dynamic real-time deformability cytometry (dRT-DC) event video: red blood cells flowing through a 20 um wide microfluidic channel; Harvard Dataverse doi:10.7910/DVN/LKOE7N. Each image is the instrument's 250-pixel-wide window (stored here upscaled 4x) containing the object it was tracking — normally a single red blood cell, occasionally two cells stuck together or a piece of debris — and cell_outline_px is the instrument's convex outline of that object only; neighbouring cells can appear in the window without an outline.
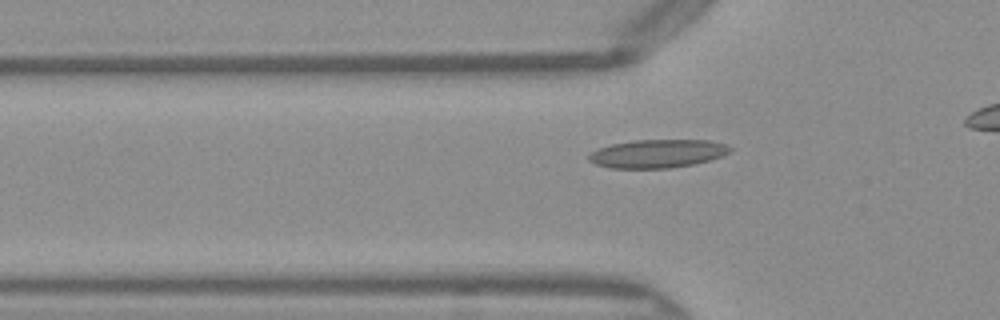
{"species": "Egyptian fruit bat (a non-hibernating species)", "species_latin": "Rousettus aegyptiacus", "temperature_condition": "warm", "stored_images_in_passage": 36, "camera_frame_rate_fps": 3000, "um_per_image_px": 0.085, "frame": {"image": 1, "passage_image": 11, "time_ms": 3.333, "image_size_px": [1000, 320], "cell_outline_px": [[732, 152], [708, 160], [692, 164], [672, 168], [608, 168], [596, 164], [588, 160], [588, 156], [592, 152], [600, 148], [612, 144], [636, 140], [708, 140], [724, 144], [732, 148]], "centroid_in_image_um": [55.88, 13.06], "position_along_channel_um": 69.9, "area_um2": 23.12}}
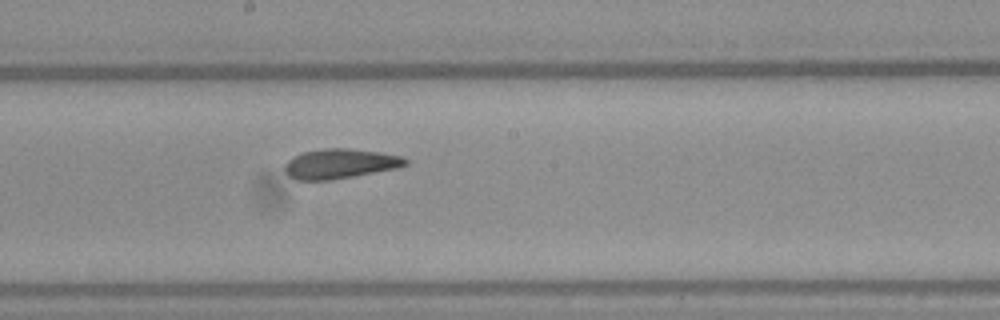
{"frame": {"image": 2, "passage_image": 22, "time_ms": 7.0, "image_size_px": [1000, 320], "cell_outline_px": [[408, 164], [396, 168], [352, 176], [328, 180], [296, 180], [288, 176], [284, 168], [284, 164], [288, 160], [304, 152], [328, 148], [348, 148], [380, 152], [400, 156], [408, 160]], "centroid_in_image_um": [28.88, 13.91], "position_along_channel_um": 219.3, "area_um2": 20.63}}
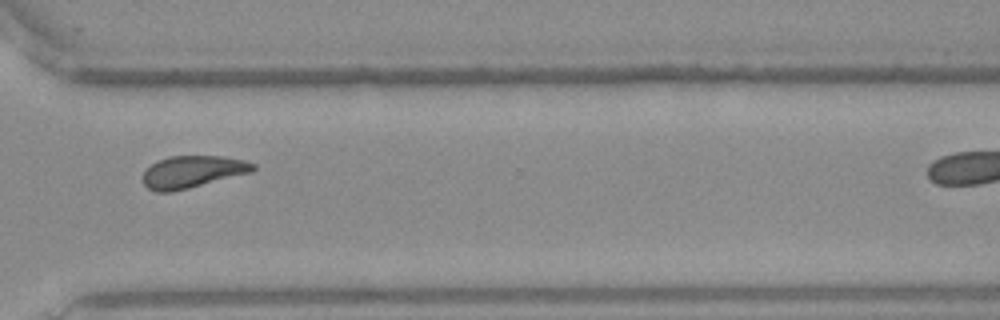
{"frame": {"image": 3, "passage_image": 32, "time_ms": 10.333, "image_size_px": [1000, 320], "cell_outline_px": [[256, 168], [252, 172], [172, 192], [156, 192], [148, 188], [144, 184], [144, 172], [152, 164], [168, 156], [224, 156], [244, 160], [256, 164]], "centroid_in_image_um": [16.39, 14.6], "position_along_channel_um": 354.2, "area_um2": 20.46}}